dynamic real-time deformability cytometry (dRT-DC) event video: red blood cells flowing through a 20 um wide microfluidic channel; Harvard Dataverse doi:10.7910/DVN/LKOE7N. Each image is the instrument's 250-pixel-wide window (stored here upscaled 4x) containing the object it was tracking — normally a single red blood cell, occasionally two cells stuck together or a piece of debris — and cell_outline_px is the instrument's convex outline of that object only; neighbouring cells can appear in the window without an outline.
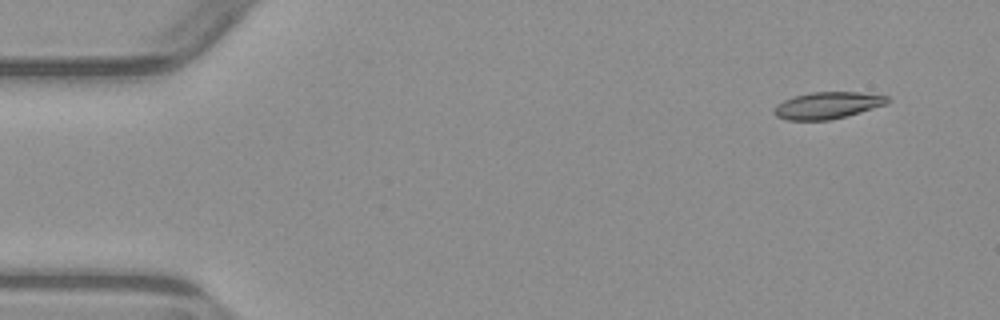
{"species": "common noctule bat (a hibernating species)", "species_latin": "Nyctalus noctula", "temperature_condition": "warm", "stored_images_in_passage": 4, "camera_frame_rate_fps": 3000, "um_per_image_px": 0.085, "animal": {"sex": "male", "body_mass_g": 23.1, "forearm_length_mm": 52.7}, "frame": {"image": 1, "passage_image": 1, "time_ms": 0.0, "image_size_px": [1000, 320], "cell_outline_px": [[892, 100], [888, 104], [860, 112], [828, 120], [788, 120], [776, 116], [772, 112], [776, 104], [784, 100], [796, 96], [812, 92], [860, 92], [888, 96]], "centroid_in_image_um": [70.36, 8.95], "position_along_channel_um": 14.6, "area_um2": 17.69}}
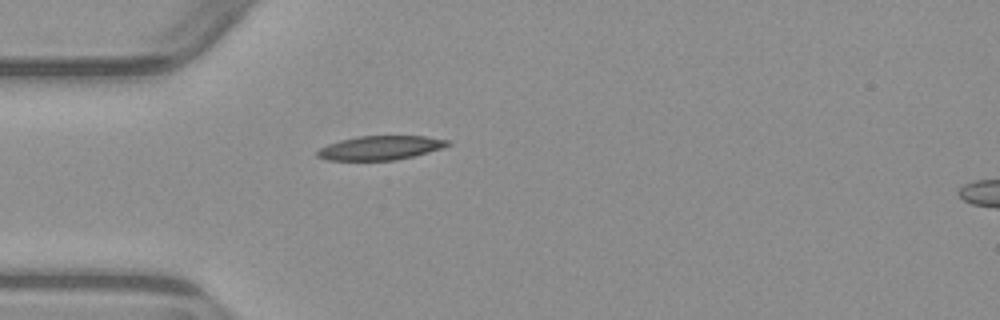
{"frame": {"image": 2, "passage_image": 4, "time_ms": 3.667, "image_size_px": [1000, 320], "cell_outline_px": [[452, 144], [428, 152], [396, 160], [328, 160], [316, 156], [316, 152], [320, 148], [328, 144], [340, 140], [356, 136], [424, 136], [452, 140]], "centroid_in_image_um": [32.33, 12.56], "position_along_channel_um": 52.7, "area_um2": 18.26}}